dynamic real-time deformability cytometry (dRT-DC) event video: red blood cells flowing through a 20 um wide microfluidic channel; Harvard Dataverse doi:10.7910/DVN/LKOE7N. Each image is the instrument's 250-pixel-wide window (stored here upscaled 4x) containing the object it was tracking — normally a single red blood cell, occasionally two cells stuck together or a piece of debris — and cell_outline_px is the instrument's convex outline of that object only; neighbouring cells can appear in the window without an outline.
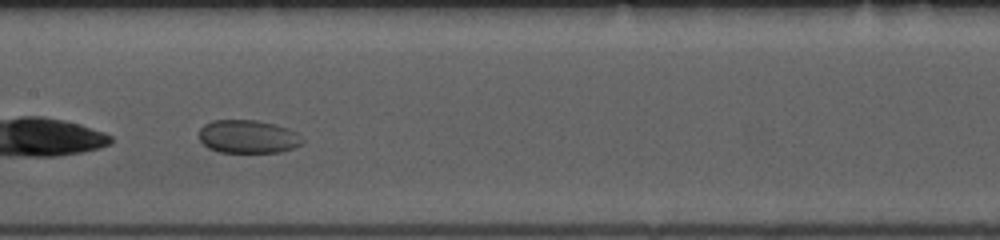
{"species": "common noctule bat (a hibernating species)", "species_latin": "Nyctalus noctula", "temperature_condition": "room temperature", "stored_images_in_passage": 29, "camera_frame_rate_fps": 3000, "um_per_image_px": 0.085, "animal": {"sex": "female", "body_mass_g": 10.0, "forearm_length_mm": 53.1}, "frame": {"image": 1, "passage_image": 13, "time_ms": 4.0, "image_size_px": [1000, 240], "cell_outline_px": [[304, 144], [296, 148], [280, 152], [220, 152], [208, 148], [200, 140], [200, 128], [204, 124], [212, 120], [256, 120], [276, 124], [288, 128], [296, 132], [304, 140]], "centroid_in_image_um": [21.12, 11.61], "position_along_channel_um": 186.3, "area_um2": 20.23}}